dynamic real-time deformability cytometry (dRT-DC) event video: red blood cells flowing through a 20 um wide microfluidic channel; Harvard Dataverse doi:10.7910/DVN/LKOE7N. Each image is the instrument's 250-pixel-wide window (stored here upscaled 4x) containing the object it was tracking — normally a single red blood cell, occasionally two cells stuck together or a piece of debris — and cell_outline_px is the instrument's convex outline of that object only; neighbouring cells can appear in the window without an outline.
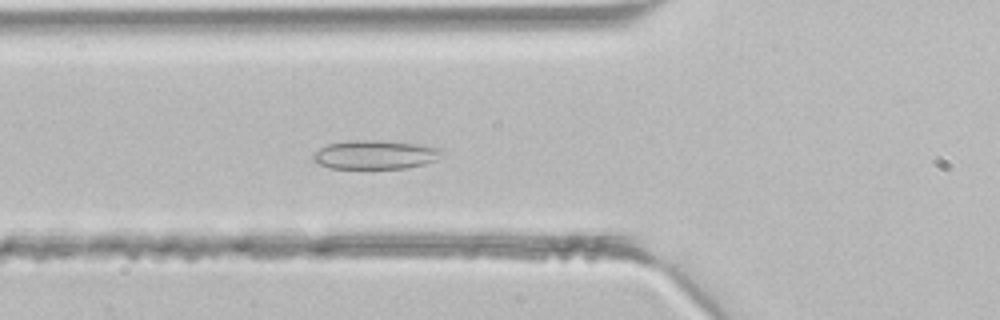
{"species": "common noctule bat (a hibernating species)", "species_latin": "Nyctalus noctula", "temperature_condition": "room temperature", "stored_images_in_passage": 31, "camera_frame_rate_fps": 3000, "um_per_image_px": 0.085, "animal": {"sex": "male", "body_mass_g": 21.5, "forearm_length_mm": 52.0}, "frame": {"image": 1, "passage_image": 3, "time_ms": 0.667, "image_size_px": [1000, 320], "cell_outline_px": [[444, 152], [436, 160], [424, 164], [404, 168], [328, 168], [312, 160], [312, 156], [320, 148], [328, 144], [348, 140], [380, 140], [424, 144], [440, 148]], "centroid_in_image_um": [31.91, 13.13], "position_along_channel_um": 93.9, "area_um2": 21.79}}
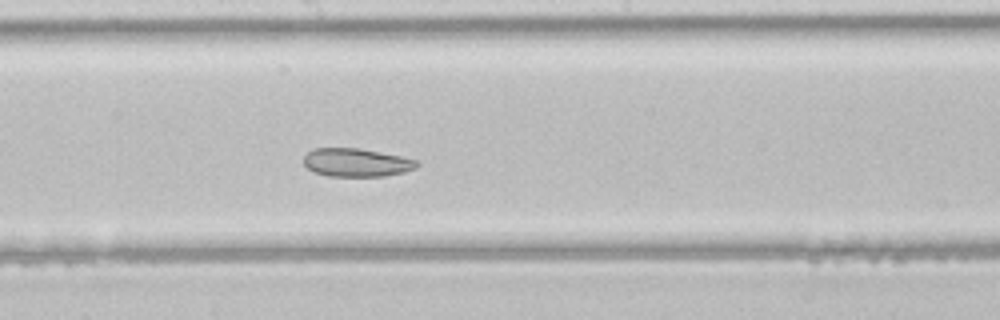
{"frame": {"image": 2, "passage_image": 11, "time_ms": 3.333, "image_size_px": [1000, 320], "cell_outline_px": [[420, 164], [416, 168], [404, 172], [384, 176], [328, 176], [316, 172], [308, 168], [304, 164], [304, 156], [312, 148], [356, 148], [400, 156], [420, 160]], "centroid_in_image_um": [30.32, 13.81], "position_along_channel_um": 217.9, "area_um2": 18.61}}
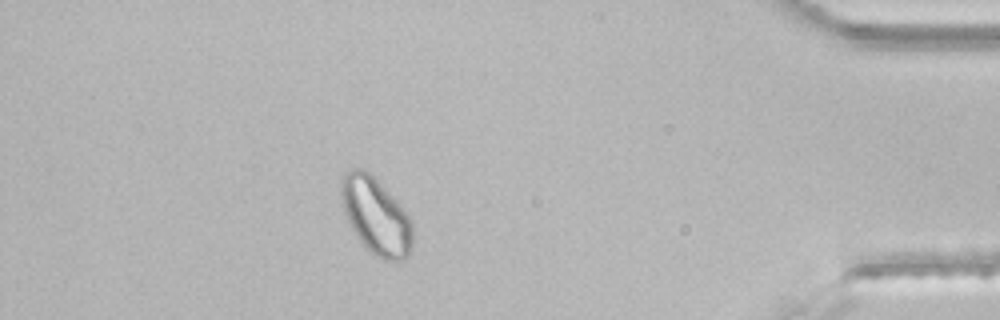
{"frame": {"image": 3, "passage_image": 26, "time_ms": 8.333, "image_size_px": [1000, 320], "cell_outline_px": [[412, 244], [408, 256], [404, 260], [384, 260], [376, 256], [360, 240], [344, 216], [340, 204], [340, 184], [344, 176], [352, 168], [360, 168], [372, 172], [396, 200], [412, 220]], "centroid_in_image_um": [31.93, 18.32], "position_along_channel_um": 403.3, "area_um2": 32.14}}